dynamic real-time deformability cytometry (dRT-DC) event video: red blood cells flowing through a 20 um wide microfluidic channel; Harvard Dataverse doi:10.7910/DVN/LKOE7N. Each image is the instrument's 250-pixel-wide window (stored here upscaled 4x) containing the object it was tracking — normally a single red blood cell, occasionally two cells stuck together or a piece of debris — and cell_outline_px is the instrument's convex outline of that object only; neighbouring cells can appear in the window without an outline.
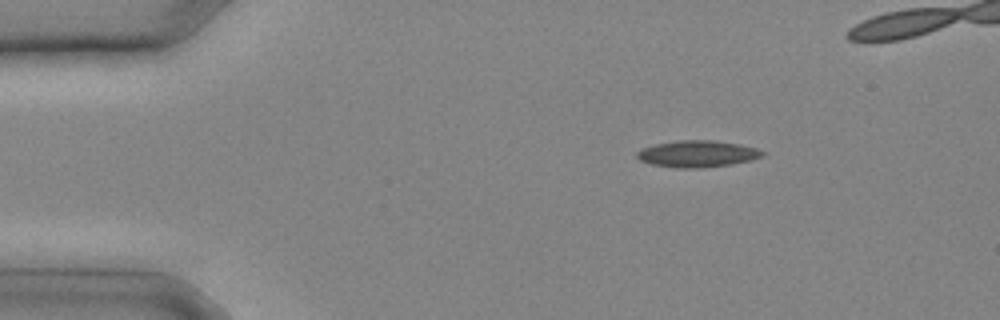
{"species": "common noctule bat (a hibernating species)", "species_latin": "Nyctalus noctula", "temperature_condition": "cold", "stored_images_in_passage": 18, "camera_frame_rate_fps": 3000, "um_per_image_px": 0.085, "animal": {"sex": "male", "body_mass_g": 20.4}, "frame": {"image": 1, "passage_image": 3, "time_ms": 0.667, "image_size_px": [1000, 320], "cell_outline_px": [[768, 152], [764, 156], [752, 160], [732, 164], [700, 168], [676, 168], [652, 164], [640, 160], [636, 156], [636, 152], [640, 148], [656, 144], [676, 140], [716, 140], [740, 144], [756, 148]], "centroid_in_image_um": [59.31, 13.07], "position_along_channel_um": 25.7, "area_um2": 19.77}}
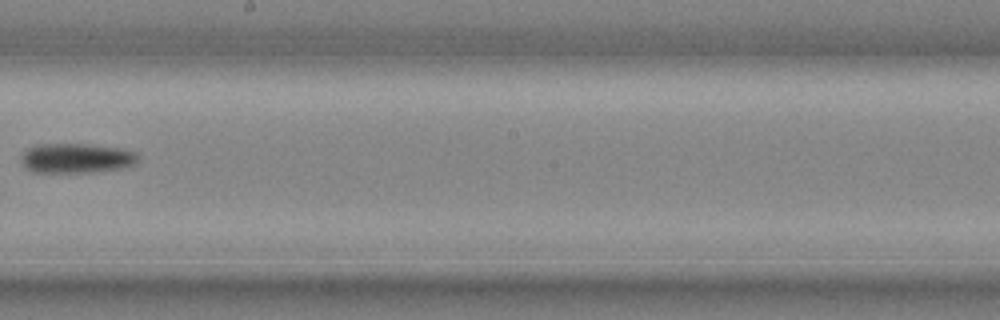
{"frame": {"image": 2, "passage_image": 14, "time_ms": 4.333, "image_size_px": [1000, 320], "cell_outline_px": [[140, 156], [136, 164], [120, 168], [92, 172], [36, 172], [28, 168], [20, 160], [20, 156], [28, 148], [40, 144], [88, 144], [124, 148], [136, 152]], "centroid_in_image_um": [6.55, 13.43], "position_along_channel_um": 241.7, "area_um2": 20.29}}
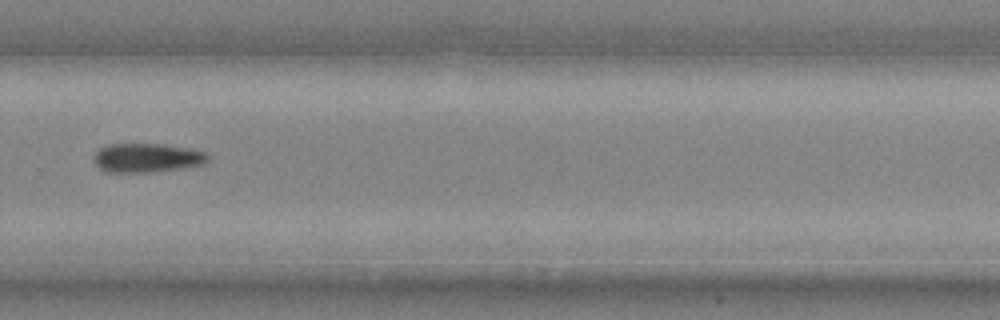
{"frame": {"image": 3, "passage_image": 17, "time_ms": 5.333, "image_size_px": [1000, 320], "cell_outline_px": [[208, 160], [204, 164], [180, 168], [152, 172], [108, 172], [100, 168], [92, 160], [96, 152], [100, 148], [108, 144], [164, 144], [192, 148], [204, 152], [208, 156]], "centroid_in_image_um": [12.49, 13.41], "position_along_channel_um": 317.3, "area_um2": 19.31}}